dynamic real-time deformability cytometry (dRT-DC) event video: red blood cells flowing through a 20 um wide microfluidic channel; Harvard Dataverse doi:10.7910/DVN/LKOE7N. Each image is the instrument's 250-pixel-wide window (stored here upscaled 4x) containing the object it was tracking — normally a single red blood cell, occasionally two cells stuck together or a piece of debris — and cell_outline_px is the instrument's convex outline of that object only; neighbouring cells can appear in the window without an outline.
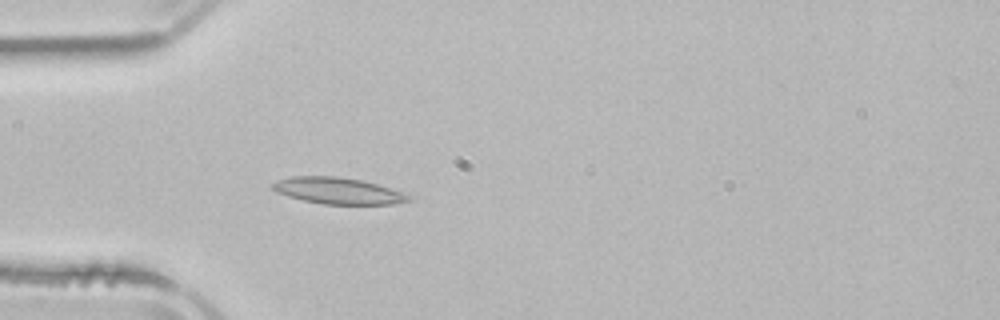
{"species": "common noctule bat (a hibernating species)", "species_latin": "Nyctalus noctula", "temperature_condition": "room temperature", "stored_images_in_passage": 3, "camera_frame_rate_fps": 3000, "um_per_image_px": 0.085, "animal": {"sex": "male", "body_mass_g": 21.5, "forearm_length_mm": 52.0}, "frame": {"image": 1, "passage_image": 3, "time_ms": 4.0, "image_size_px": [1000, 320], "cell_outline_px": [[412, 200], [392, 204], [324, 204], [304, 200], [288, 196], [276, 192], [268, 188], [268, 184], [276, 180], [292, 176], [340, 176], [364, 180], [412, 196]], "centroid_in_image_um": [28.64, 16.2], "position_along_channel_um": 56.4, "area_um2": 21.1}}